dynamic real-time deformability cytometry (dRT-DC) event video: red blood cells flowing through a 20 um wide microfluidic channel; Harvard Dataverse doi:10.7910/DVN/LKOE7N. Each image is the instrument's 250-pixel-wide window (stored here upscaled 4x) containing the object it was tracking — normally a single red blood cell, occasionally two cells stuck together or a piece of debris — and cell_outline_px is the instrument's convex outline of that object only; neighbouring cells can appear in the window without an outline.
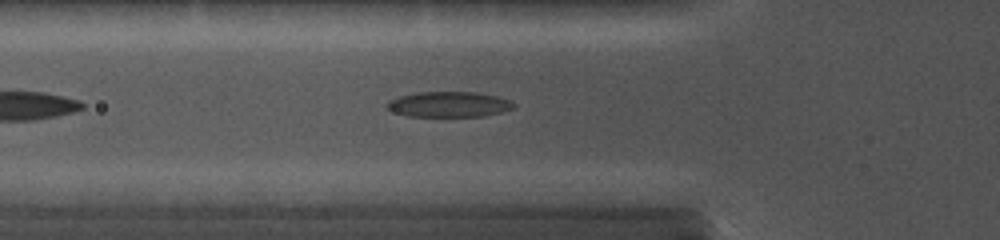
{"species": "common noctule bat (a hibernating species)", "species_latin": "Nyctalus noctula", "temperature_condition": "cold", "stored_images_in_passage": 65, "camera_frame_rate_fps": 5000, "um_per_image_px": 0.085, "animal": {"sex": "female", "body_mass_g": 19.0, "forearm_length_mm": 56.7}, "frame": {"image": 1, "passage_image": 11, "time_ms": 2.0, "image_size_px": [1000, 240], "cell_outline_px": [[516, 104], [512, 108], [500, 112], [484, 116], [408, 116], [384, 108], [384, 104], [388, 100], [400, 96], [416, 92], [476, 92], [496, 96], [512, 100]], "centroid_in_image_um": [38.12, 8.86], "position_along_channel_um": 87.7, "area_um2": 18.84}}
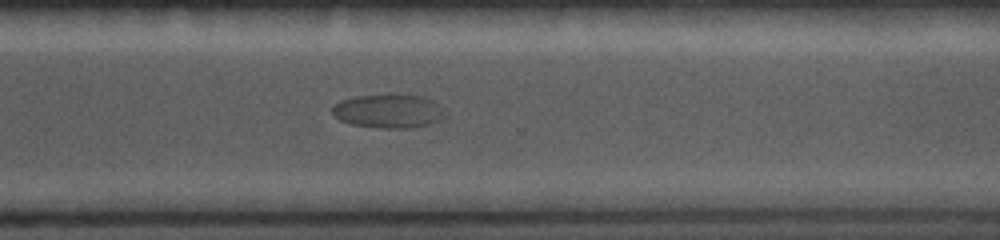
{"frame": {"image": 2, "passage_image": 44, "time_ms": 8.6, "image_size_px": [1000, 240], "cell_outline_px": [[448, 112], [440, 120], [432, 124], [412, 128], [376, 128], [352, 124], [340, 120], [332, 112], [332, 104], [340, 100], [356, 96], [420, 96], [432, 100], [440, 104]], "centroid_in_image_um": [33.06, 9.47], "position_along_channel_um": 337.5, "area_um2": 22.14}}
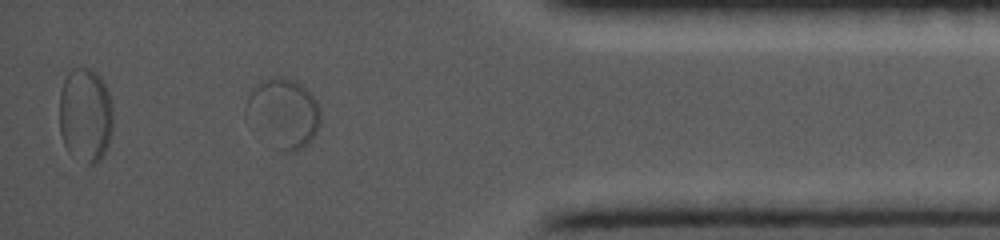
{"frame": {"image": 3, "passage_image": 56, "time_ms": 11.0, "image_size_px": [1000, 240], "cell_outline_px": [[320, 124], [316, 132], [308, 144], [292, 152], [284, 152], [276, 148], [244, 116], [244, 108], [252, 84], [260, 80], [280, 76], [292, 80], [300, 84], [316, 100], [320, 112]], "centroid_in_image_um": [24.05, 9.59], "position_along_channel_um": 411.1, "area_um2": 30.0}}